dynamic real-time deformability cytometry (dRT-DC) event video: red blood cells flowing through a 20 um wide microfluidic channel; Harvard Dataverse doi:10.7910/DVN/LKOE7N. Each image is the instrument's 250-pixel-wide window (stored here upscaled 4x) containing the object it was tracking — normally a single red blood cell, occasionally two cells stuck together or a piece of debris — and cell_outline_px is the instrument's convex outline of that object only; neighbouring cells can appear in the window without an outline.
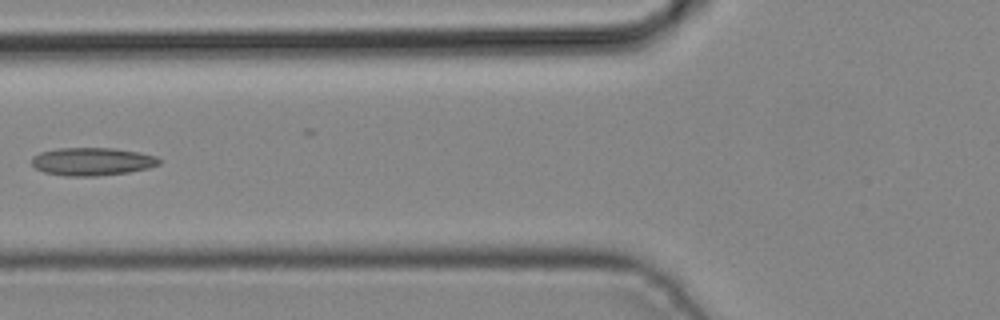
{"species": "common noctule bat (a hibernating species)", "species_latin": "Nyctalus noctula", "temperature_condition": "cold", "stored_images_in_passage": 4, "camera_frame_rate_fps": 3000, "um_per_image_px": 0.085, "animal": {"sex": "male", "body_mass_g": 19.2, "forearm_length_mm": 51.8}, "frame": {"image": 1, "passage_image": 4, "time_ms": 1.0, "image_size_px": [1000, 320], "cell_outline_px": [[160, 164], [148, 168], [128, 172], [96, 176], [64, 176], [44, 172], [36, 168], [32, 164], [32, 156], [40, 152], [56, 148], [116, 148], [156, 156], [160, 160]], "centroid_in_image_um": [7.81, 13.73], "position_along_channel_um": 118.0, "area_um2": 20.75}}